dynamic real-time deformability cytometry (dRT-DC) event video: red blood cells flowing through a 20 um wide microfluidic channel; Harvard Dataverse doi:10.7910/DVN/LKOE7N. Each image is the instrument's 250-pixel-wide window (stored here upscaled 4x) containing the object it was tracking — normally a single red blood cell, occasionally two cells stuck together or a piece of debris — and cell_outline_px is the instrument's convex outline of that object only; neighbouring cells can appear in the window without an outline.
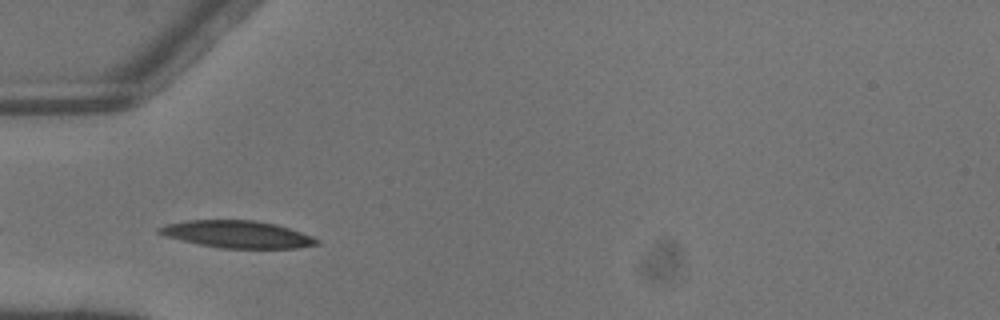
{"species": "common noctule bat (a hibernating species)", "species_latin": "Nyctalus noctula", "temperature_condition": "warm", "stored_images_in_passage": 3, "camera_frame_rate_fps": 3000, "um_per_image_px": 0.085, "animal": {"sex": "male", "body_mass_g": 13.3}, "frame": {"image": 1, "passage_image": 2, "time_ms": 0.333, "image_size_px": [1000, 320], "cell_outline_px": [[320, 244], [296, 248], [220, 248], [200, 244], [164, 236], [156, 232], [156, 228], [168, 224], [188, 220], [252, 220], [276, 224], [312, 236], [320, 240]], "centroid_in_image_um": [20.16, 19.91], "position_along_channel_um": 64.8, "area_um2": 24.85}}
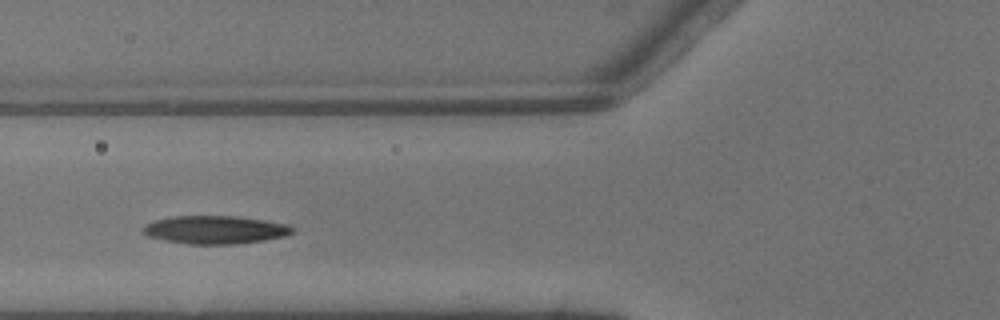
{"frame": {"image": 2, "passage_image": 3, "time_ms": 0.667, "image_size_px": [1000, 320], "cell_outline_px": [[296, 228], [292, 232], [284, 236], [264, 240], [236, 244], [188, 244], [164, 240], [148, 236], [140, 228], [156, 220], [172, 216], [236, 216], [264, 220], [288, 224]], "centroid_in_image_um": [18.3, 19.53], "position_along_channel_um": 107.5, "area_um2": 24.39}}